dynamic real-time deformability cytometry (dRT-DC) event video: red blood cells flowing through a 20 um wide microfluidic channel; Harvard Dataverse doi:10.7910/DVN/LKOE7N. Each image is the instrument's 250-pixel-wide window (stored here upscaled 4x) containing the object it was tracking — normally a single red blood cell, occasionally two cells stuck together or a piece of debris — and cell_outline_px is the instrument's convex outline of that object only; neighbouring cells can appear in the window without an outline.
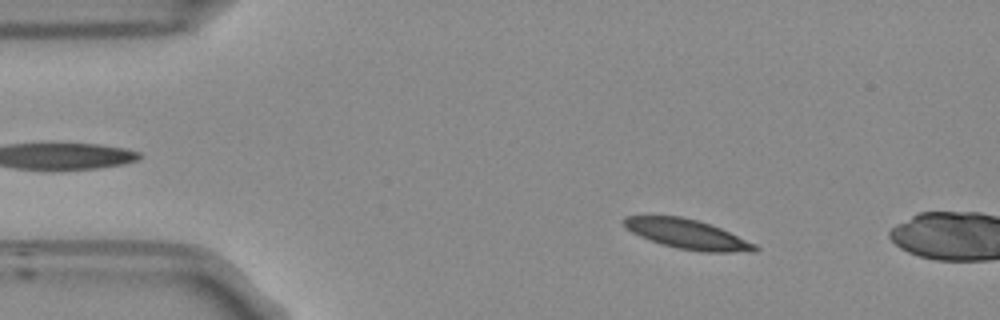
{"species": "Egyptian fruit bat (a non-hibernating species)", "species_latin": "Rousettus aegyptiacus", "temperature_condition": "room temperature", "stored_images_in_passage": 5, "camera_frame_rate_fps": 3000, "um_per_image_px": 0.085, "frame": {"image": 1, "passage_image": 1, "time_ms": 0.0, "image_size_px": [1000, 320], "cell_outline_px": [[760, 248], [756, 252], [704, 252], [680, 248], [660, 244], [640, 236], [632, 232], [624, 224], [624, 216], [680, 216], [696, 220], [720, 228], [756, 244]], "centroid_in_image_um": [58.46, 19.92], "position_along_channel_um": 26.5, "area_um2": 22.25}}